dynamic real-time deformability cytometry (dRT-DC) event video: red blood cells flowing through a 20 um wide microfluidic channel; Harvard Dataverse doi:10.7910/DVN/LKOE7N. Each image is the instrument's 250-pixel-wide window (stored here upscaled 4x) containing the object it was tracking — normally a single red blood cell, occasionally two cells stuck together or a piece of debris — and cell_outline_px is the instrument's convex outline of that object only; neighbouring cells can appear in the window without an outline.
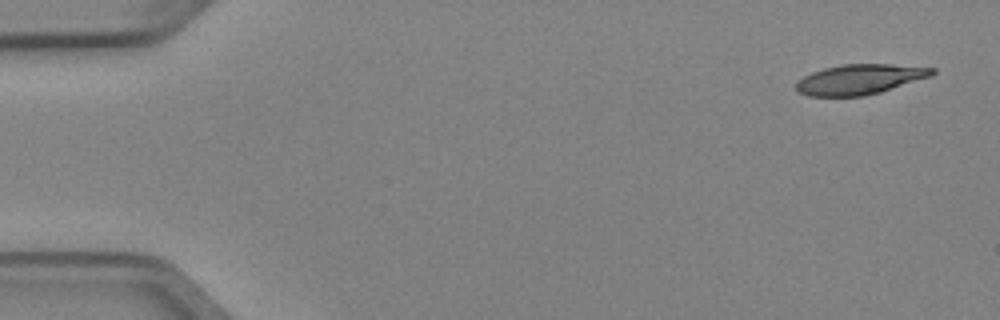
{"species": "Egyptian fruit bat (a non-hibernating species)", "species_latin": "Rousettus aegyptiacus", "temperature_condition": "cold", "stored_images_in_passage": 4, "camera_frame_rate_fps": 3000, "um_per_image_px": 0.085, "animal": {"sex": "female"}, "frame": {"image": 1, "passage_image": 1, "time_ms": 0.0, "image_size_px": [1000, 320], "cell_outline_px": [[936, 72], [932, 76], [880, 92], [864, 96], [808, 96], [800, 92], [796, 88], [796, 84], [804, 76], [812, 72], [824, 68], [840, 64], [892, 64], [936, 68]], "centroid_in_image_um": [73.11, 6.73], "position_along_channel_um": 11.9, "area_um2": 23.81}}
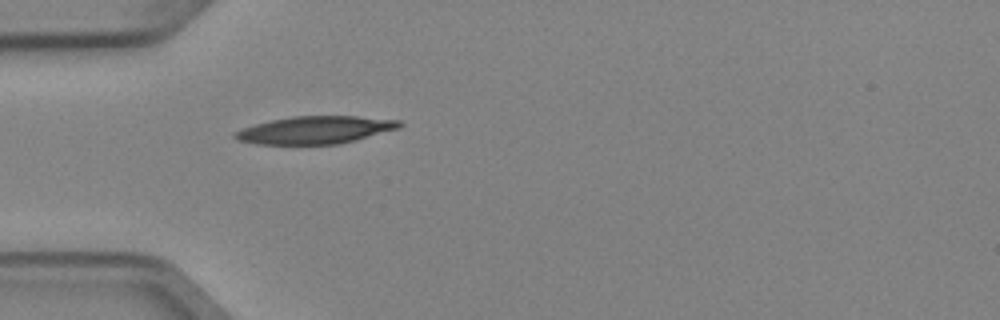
{"frame": {"image": 2, "passage_image": 4, "time_ms": 1.0, "image_size_px": [1000, 320], "cell_outline_px": [[404, 124], [400, 128], [356, 140], [340, 144], [256, 144], [240, 140], [232, 136], [236, 132], [244, 128], [256, 124], [272, 120], [292, 116], [356, 116], [400, 120]], "centroid_in_image_um": [26.86, 11.04], "position_along_channel_um": 58.1, "area_um2": 26.3}}